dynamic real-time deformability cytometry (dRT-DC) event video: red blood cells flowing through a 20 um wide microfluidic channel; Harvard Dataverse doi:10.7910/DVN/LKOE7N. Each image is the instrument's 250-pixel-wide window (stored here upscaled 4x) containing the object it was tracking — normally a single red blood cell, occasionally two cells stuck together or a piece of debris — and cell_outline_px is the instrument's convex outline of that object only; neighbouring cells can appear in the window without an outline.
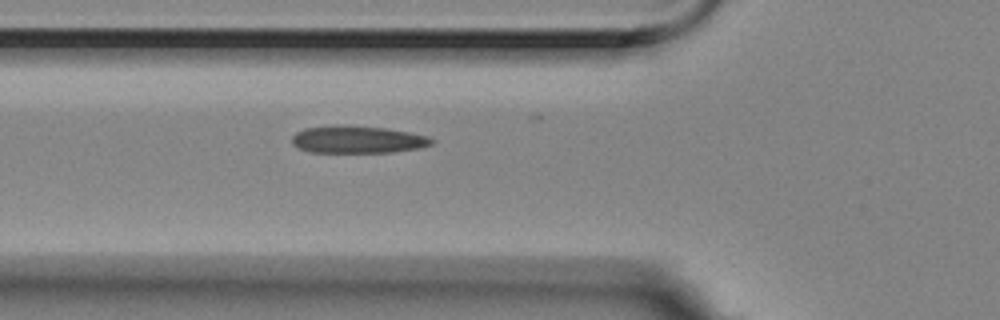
{"species": "Egyptian fruit bat (a non-hibernating species)", "species_latin": "Rousettus aegyptiacus", "temperature_condition": "room temperature", "stored_images_in_passage": 3, "segment_of_instrument_passage": [1, 2], "camera_frame_rate_fps": 3000, "um_per_image_px": 0.085, "animal": {"sex": "female"}, "frame": {"image": 1, "passage_image": 2, "time_ms": 0.333, "image_size_px": [1000, 320], "cell_outline_px": [[436, 140], [432, 144], [420, 148], [392, 152], [312, 152], [296, 148], [292, 144], [292, 136], [296, 132], [304, 128], [340, 124], [384, 128], [408, 132], [428, 136]], "centroid_in_image_um": [30.37, 11.85], "position_along_channel_um": 95.4, "area_um2": 22.43}}